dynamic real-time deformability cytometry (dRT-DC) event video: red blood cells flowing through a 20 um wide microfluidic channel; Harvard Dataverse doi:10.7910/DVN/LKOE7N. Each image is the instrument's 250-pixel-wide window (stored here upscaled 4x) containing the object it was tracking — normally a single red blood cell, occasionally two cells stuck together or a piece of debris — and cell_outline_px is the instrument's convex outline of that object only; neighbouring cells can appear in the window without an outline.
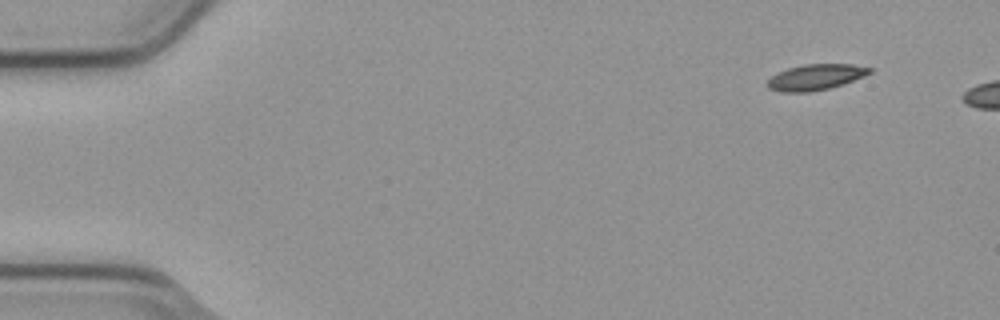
{"species": "common noctule bat (a hibernating species)", "species_latin": "Nyctalus noctula", "temperature_condition": "cold", "stored_images_in_passage": 6, "camera_frame_rate_fps": 3000, "um_per_image_px": 0.085, "animal": {"sex": "male", "body_mass_g": 23.1, "forearm_length_mm": 52.7}, "frame": {"image": 1, "passage_image": 1, "time_ms": 0.0, "image_size_px": [1000, 320], "cell_outline_px": [[872, 72], [864, 76], [828, 88], [808, 92], [780, 92], [768, 88], [764, 84], [776, 72], [788, 68], [804, 64], [852, 64], [872, 68]], "centroid_in_image_um": [69.26, 6.55], "position_along_channel_um": 15.7, "area_um2": 15.32}}
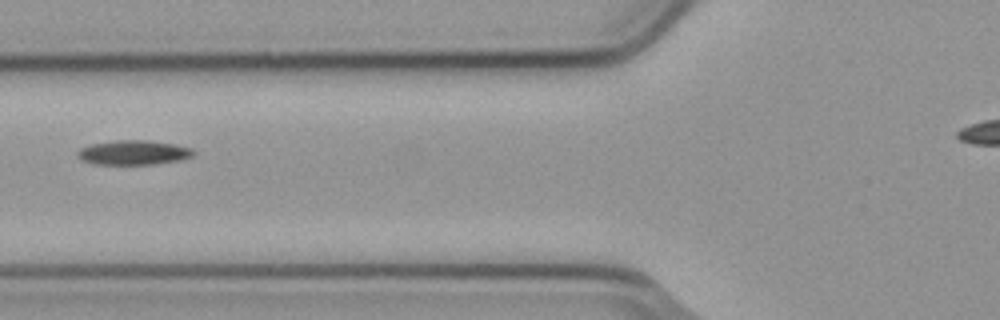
{"frame": {"image": 2, "passage_image": 5, "time_ms": 1.333, "image_size_px": [1000, 320], "cell_outline_px": [[196, 152], [192, 156], [180, 160], [152, 164], [92, 164], [80, 160], [76, 156], [76, 152], [80, 148], [92, 144], [116, 140], [148, 140], [176, 144], [192, 148]], "centroid_in_image_um": [11.33, 12.96], "position_along_channel_um": 114.5, "area_um2": 16.7}}
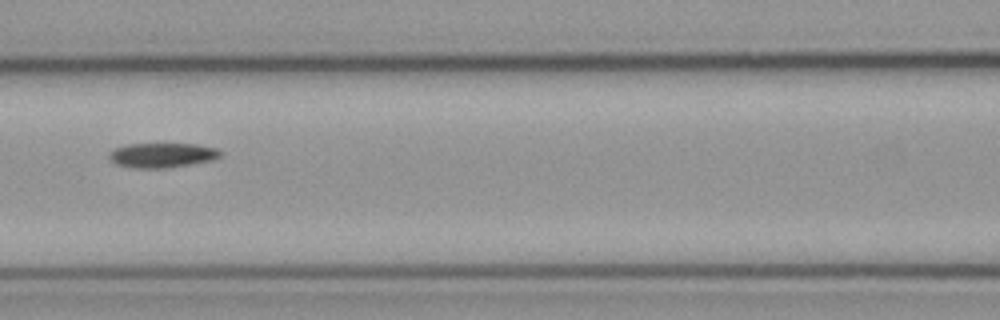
{"frame": {"image": 3, "passage_image": 6, "time_ms": 1.667, "image_size_px": [1000, 320], "cell_outline_px": [[224, 152], [220, 156], [212, 160], [164, 168], [132, 168], [116, 164], [108, 156], [108, 152], [116, 148], [128, 144], [196, 144], [216, 148]], "centroid_in_image_um": [13.78, 13.19], "position_along_channel_um": 152.8, "area_um2": 15.9}}